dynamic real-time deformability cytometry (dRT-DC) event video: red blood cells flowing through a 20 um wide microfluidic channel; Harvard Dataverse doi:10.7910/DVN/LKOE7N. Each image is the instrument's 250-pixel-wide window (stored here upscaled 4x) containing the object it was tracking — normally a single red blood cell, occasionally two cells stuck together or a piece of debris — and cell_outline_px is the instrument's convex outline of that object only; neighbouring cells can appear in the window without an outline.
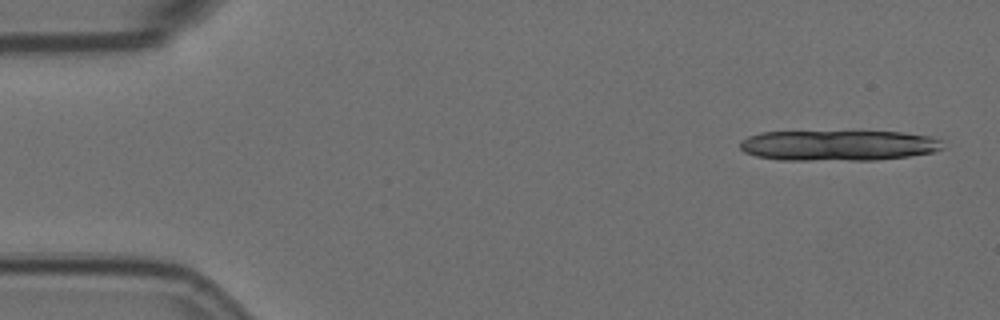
{"species": "Egyptian fruit bat (a non-hibernating species)", "species_latin": "Rousettus aegyptiacus", "temperature_condition": "room temperature", "stored_images_in_passage": 6, "camera_frame_rate_fps": 3000, "um_per_image_px": 0.085, "animal": {"sex": "female"}, "frame": {"image": 1, "passage_image": 1, "time_ms": 0.0, "image_size_px": [1000, 320], "cell_outline_px": [[944, 148], [932, 152], [908, 156], [876, 160], [780, 160], [756, 156], [744, 152], [740, 148], [740, 140], [748, 136], [760, 132], [904, 132], [932, 136], [940, 140]], "centroid_in_image_um": [71.25, 12.36], "position_along_channel_um": 13.8, "area_um2": 36.13}}